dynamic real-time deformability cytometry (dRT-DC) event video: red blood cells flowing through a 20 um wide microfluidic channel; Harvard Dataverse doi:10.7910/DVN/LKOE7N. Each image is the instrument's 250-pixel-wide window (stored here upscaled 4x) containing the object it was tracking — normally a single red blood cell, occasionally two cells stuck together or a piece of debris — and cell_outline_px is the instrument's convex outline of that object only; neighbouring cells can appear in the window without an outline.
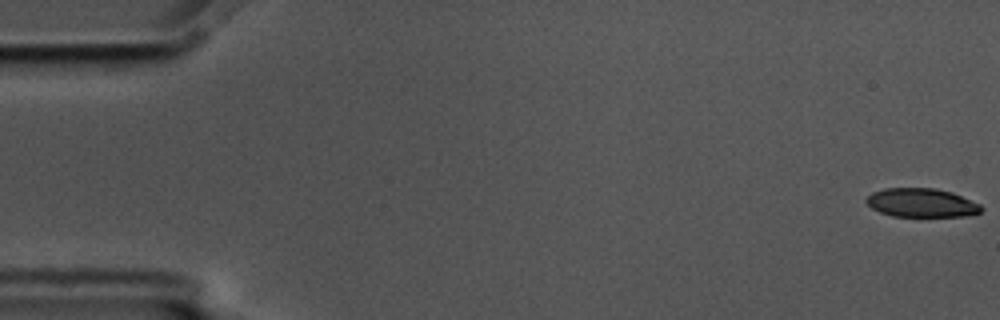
{"species": "common noctule bat (a hibernating species)", "species_latin": "Nyctalus noctula", "temperature_condition": "cold", "stored_images_in_passage": 13, "camera_frame_rate_fps": 3000, "um_per_image_px": 0.085, "animal": {"sex": "male", "body_mass_g": 17.5, "forearm_length_mm": 52.3}, "frame": {"image": 1, "passage_image": 1, "time_ms": 0.0, "image_size_px": [1000, 320], "cell_outline_px": [[984, 208], [980, 212], [964, 216], [892, 216], [880, 212], [872, 208], [864, 200], [872, 192], [884, 188], [936, 188], [952, 192], [980, 204]], "centroid_in_image_um": [78.32, 17.23], "position_along_channel_um": 6.7, "area_um2": 19.25}}